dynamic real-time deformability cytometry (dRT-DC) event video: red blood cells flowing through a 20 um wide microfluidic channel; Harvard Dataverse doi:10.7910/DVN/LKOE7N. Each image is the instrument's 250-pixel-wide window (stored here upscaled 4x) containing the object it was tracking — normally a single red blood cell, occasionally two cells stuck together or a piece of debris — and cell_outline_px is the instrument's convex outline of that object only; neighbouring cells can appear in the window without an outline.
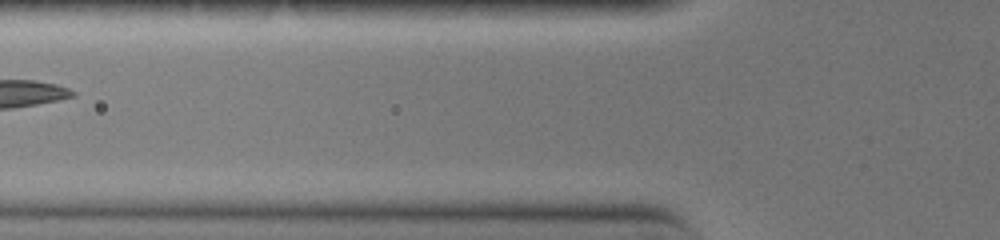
{"species": "common noctule bat (a hibernating species)", "species_latin": "Nyctalus noctula", "temperature_condition": "warm", "stored_images_in_passage": 3, "camera_frame_rate_fps": 3000, "um_per_image_px": 0.085, "animal": {"sex": "female", "body_mass_g": 19.0, "forearm_length_mm": 51.5}, "frame": {"image": 1, "passage_image": 2, "time_ms": 0.333, "image_size_px": [1000, 240], "cell_outline_px": [[636, 168], [536, 168], [484, 164], [484, 160], [492, 156], [608, 156], [636, 160]], "centroid_in_image_um": [47.78, 13.76], "position_along_channel_um": 78.0, "area_um2": 11.91}}